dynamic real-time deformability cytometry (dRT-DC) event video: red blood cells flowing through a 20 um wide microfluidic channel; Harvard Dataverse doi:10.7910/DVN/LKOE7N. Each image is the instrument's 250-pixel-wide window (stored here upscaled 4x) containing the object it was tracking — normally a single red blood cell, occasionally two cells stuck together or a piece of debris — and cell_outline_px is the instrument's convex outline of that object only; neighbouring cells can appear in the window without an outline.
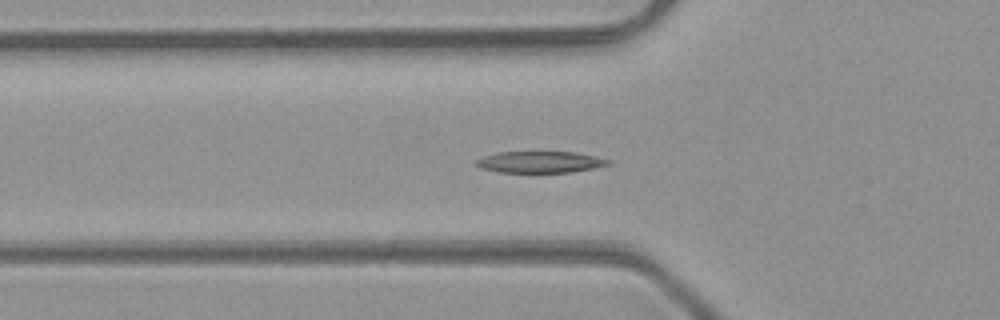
{"species": "common noctule bat (a hibernating species)", "species_latin": "Nyctalus noctula", "temperature_condition": "room temperature", "stored_images_in_passage": 45, "camera_frame_rate_fps": 3000, "um_per_image_px": 0.085, "animal": {"sex": "male", "body_mass_g": 23.1, "forearm_length_mm": 52.7}, "frame": {"image": 1, "passage_image": 14, "time_ms": 4.333, "image_size_px": [1000, 320], "cell_outline_px": [[612, 164], [572, 172], [496, 172], [480, 168], [476, 164], [476, 160], [480, 156], [496, 152], [576, 152], [612, 160]], "centroid_in_image_um": [45.88, 13.77], "position_along_channel_um": 79.9, "area_um2": 16.65}}
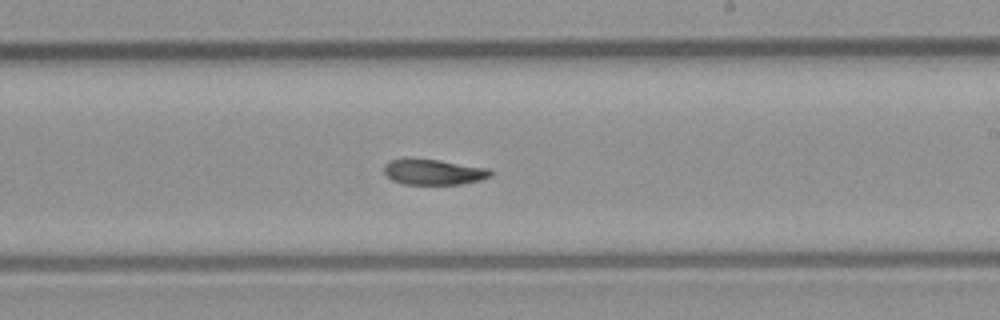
{"frame": {"image": 2, "passage_image": 26, "time_ms": 8.333, "image_size_px": [1000, 320], "cell_outline_px": [[492, 176], [480, 180], [460, 184], [404, 184], [392, 180], [384, 172], [384, 164], [388, 160], [440, 160], [488, 168], [492, 172]], "centroid_in_image_um": [36.88, 14.63], "position_along_channel_um": 252.1, "area_um2": 15.55}}
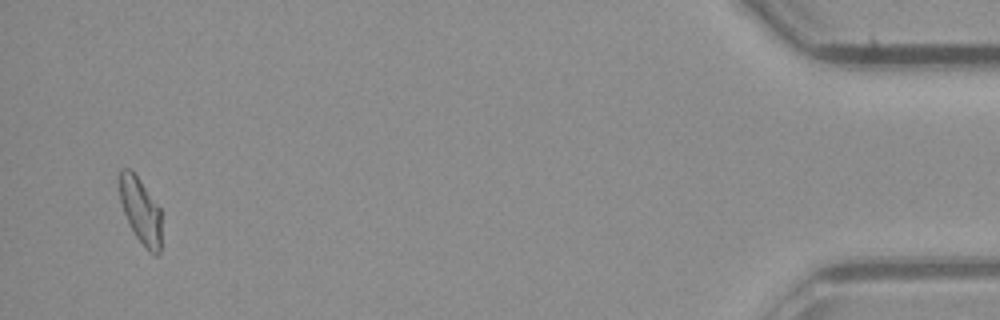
{"frame": {"image": 3, "passage_image": 44, "time_ms": 14.333, "image_size_px": [1000, 320], "cell_outline_px": [[160, 252], [156, 256], [148, 252], [144, 248], [128, 224], [120, 200], [120, 168], [132, 168], [160, 208]], "centroid_in_image_um": [11.94, 17.91], "position_along_channel_um": 423.3, "area_um2": 16.18}, "authors_computed_cell_mechanics": {"area_um2": 16.762, "velocity_mm_per_s": 4.2794, "shape_relaxation_time_tau1_ms": 3.2314, "shape_relaxation_time_tau2_ms": 4.1909, "deformation_change_tau1": 0.1526, "deformation_change_tau2": 0.1062}}